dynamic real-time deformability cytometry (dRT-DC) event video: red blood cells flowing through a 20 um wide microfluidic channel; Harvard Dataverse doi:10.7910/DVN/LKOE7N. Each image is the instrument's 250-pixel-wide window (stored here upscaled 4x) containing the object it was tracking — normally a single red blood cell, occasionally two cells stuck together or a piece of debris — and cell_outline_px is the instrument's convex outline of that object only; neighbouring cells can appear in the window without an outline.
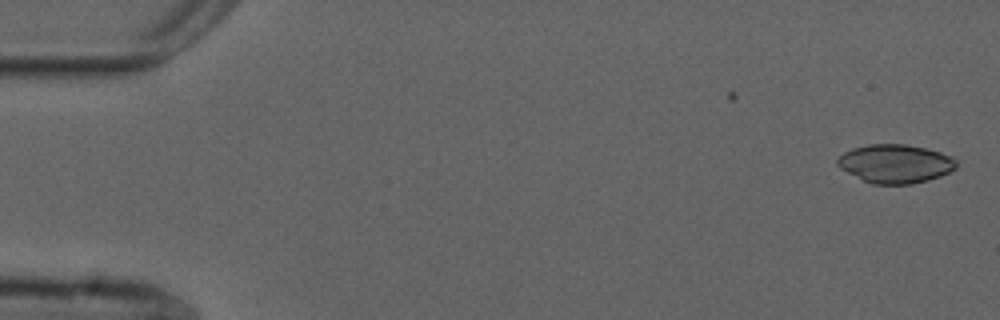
{"species": "common noctule bat (a hibernating species)", "species_latin": "Nyctalus noctula", "temperature_condition": "cold", "stored_images_in_passage": 2, "camera_frame_rate_fps": 3000, "um_per_image_px": 0.085, "animal": {"sex": "male", "forearm_length_mm": 52.5}, "frame": {"image": 1, "passage_image": 2, "time_ms": 0.333, "image_size_px": [1000, 320], "cell_outline_px": [[956, 168], [940, 176], [928, 180], [912, 184], [872, 184], [840, 168], [836, 164], [836, 160], [844, 152], [852, 148], [868, 144], [904, 144], [924, 148], [940, 152], [952, 156], [956, 160]], "centroid_in_image_um": [76.1, 13.91], "position_along_channel_um": 8.9, "area_um2": 26.65}}